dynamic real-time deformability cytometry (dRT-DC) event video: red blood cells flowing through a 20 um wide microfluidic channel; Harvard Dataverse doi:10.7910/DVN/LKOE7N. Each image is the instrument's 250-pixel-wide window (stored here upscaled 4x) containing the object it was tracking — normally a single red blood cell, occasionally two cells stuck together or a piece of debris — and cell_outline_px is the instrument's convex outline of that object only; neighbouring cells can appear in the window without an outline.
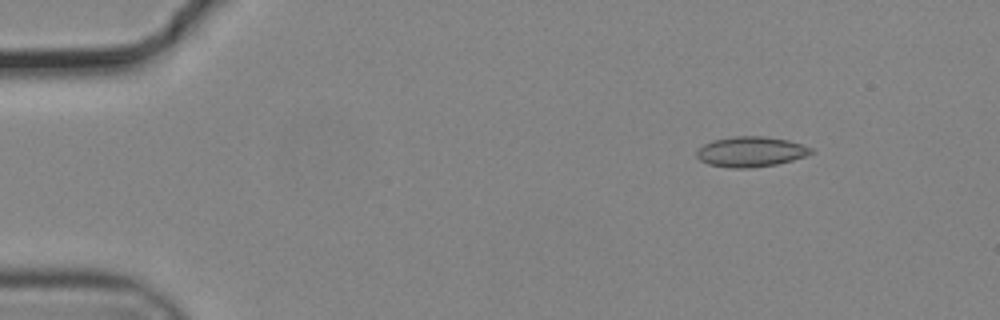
{"species": "common noctule bat (a hibernating species)", "species_latin": "Nyctalus noctula", "temperature_condition": "cold", "stored_images_in_passage": 51, "camera_frame_rate_fps": 3000, "um_per_image_px": 0.085, "animal": {"sex": "male", "body_mass_g": 19.2, "forearm_length_mm": 51.8}, "frame": {"image": 1, "passage_image": 3, "time_ms": 0.667, "image_size_px": [1000, 320], "cell_outline_px": [[812, 152], [804, 156], [792, 160], [776, 164], [748, 168], [728, 168], [708, 164], [700, 160], [696, 156], [696, 152], [704, 144], [712, 140], [732, 136], [764, 136], [788, 140], [812, 148]], "centroid_in_image_um": [63.77, 12.89], "position_along_channel_um": 21.2, "area_um2": 20.06}}
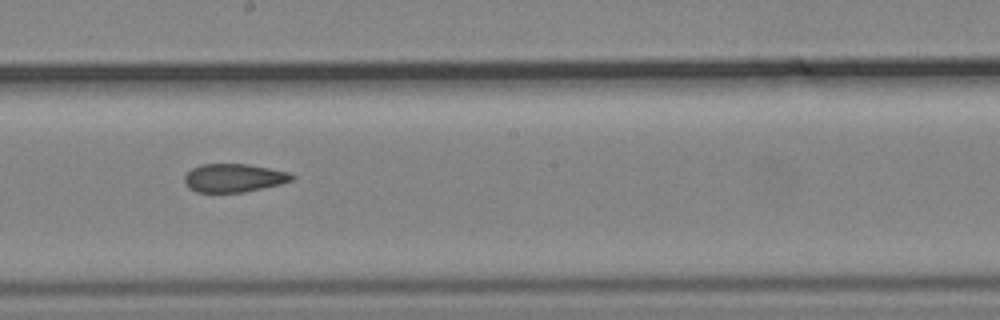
{"frame": {"image": 2, "passage_image": 27, "time_ms": 8.667, "image_size_px": [1000, 320], "cell_outline_px": [[296, 176], [292, 180], [280, 184], [244, 192], [196, 192], [188, 188], [184, 180], [184, 176], [192, 168], [200, 164], [248, 164], [288, 172]], "centroid_in_image_um": [19.85, 15.12], "position_along_channel_um": 228.3, "area_um2": 17.69}}
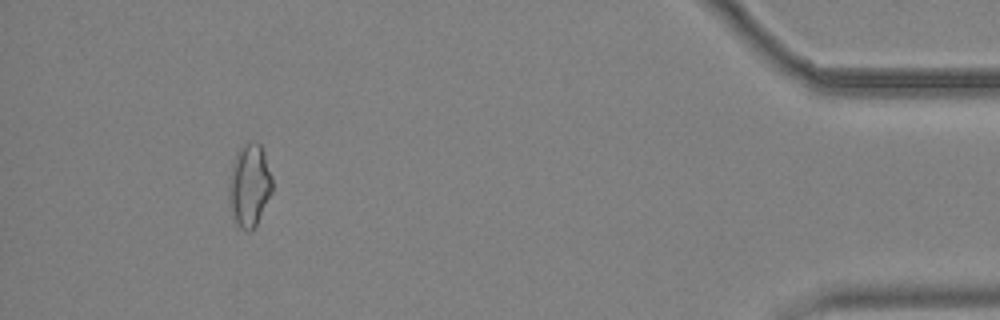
{"frame": {"image": 3, "passage_image": 47, "time_ms": 15.333, "image_size_px": [1000, 320], "cell_outline_px": [[272, 192], [252, 232], [248, 232], [240, 228], [232, 220], [228, 200], [228, 184], [232, 164], [236, 152], [248, 140], [252, 140], [260, 144], [264, 152], [272, 176]], "centroid_in_image_um": [21.17, 15.77], "position_along_channel_um": 414.0, "area_um2": 21.39}, "authors_computed_cell_mechanics": {"area_um2": 18.9584, "velocity_mm_per_s": 3.7273, "shape_relaxation_time_tau1_ms": null, "shape_relaxation_time_tau2_ms": 3.2746, "deformation_change_tau1": null, "deformation_change_tau2": 0.1059}}